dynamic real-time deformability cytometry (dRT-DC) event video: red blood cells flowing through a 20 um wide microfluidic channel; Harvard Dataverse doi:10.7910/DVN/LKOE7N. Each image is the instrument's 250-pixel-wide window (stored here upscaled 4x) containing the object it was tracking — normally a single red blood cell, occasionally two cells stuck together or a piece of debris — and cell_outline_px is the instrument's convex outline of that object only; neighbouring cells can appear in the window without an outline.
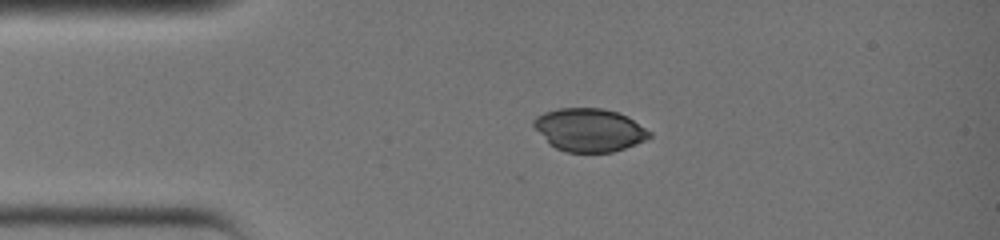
{"species": "common noctule bat (a hibernating species)", "species_latin": "Nyctalus noctula", "temperature_condition": "warm", "stored_images_in_passage": 7, "camera_frame_rate_fps": 3000, "um_per_image_px": 0.085, "animal": {"sex": "female", "body_mass_g": 19.0, "forearm_length_mm": 51.5}, "frame": {"image": 1, "passage_image": 1, "time_ms": 0.0, "image_size_px": [1000, 240], "cell_outline_px": [[652, 136], [636, 144], [612, 152], [564, 152], [548, 144], [532, 124], [536, 116], [544, 112], [560, 108], [600, 108], [616, 112], [632, 120], [652, 132]], "centroid_in_image_um": [50.06, 11.05], "position_along_channel_um": 34.9, "area_um2": 28.84}}
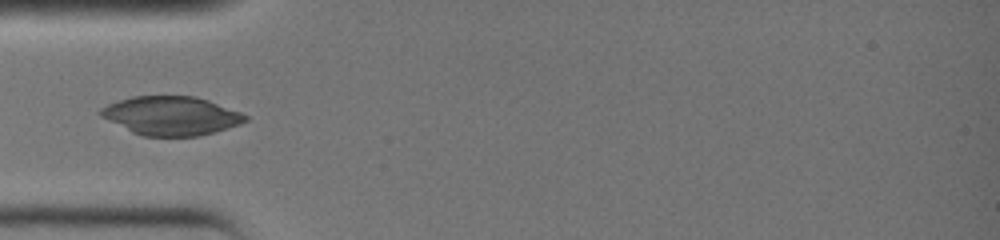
{"frame": {"image": 2, "passage_image": 5, "time_ms": 1.333, "image_size_px": [1000, 240], "cell_outline_px": [[248, 120], [240, 124], [216, 132], [200, 136], [144, 136], [132, 132], [100, 116], [100, 108], [108, 104], [132, 96], [196, 96], [208, 100], [240, 112], [248, 116]], "centroid_in_image_um": [14.57, 9.84], "position_along_channel_um": 70.4, "area_um2": 32.6}}